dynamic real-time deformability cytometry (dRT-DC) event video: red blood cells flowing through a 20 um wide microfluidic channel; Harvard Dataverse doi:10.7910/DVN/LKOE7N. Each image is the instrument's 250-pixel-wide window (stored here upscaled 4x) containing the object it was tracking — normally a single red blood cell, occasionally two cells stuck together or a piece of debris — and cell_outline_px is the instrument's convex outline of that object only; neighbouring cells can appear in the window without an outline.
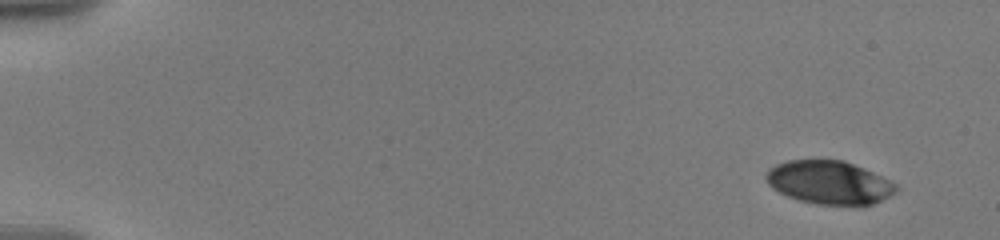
{"species": "human", "species_latin": "Homo sapiens", "temperature_condition": "warm", "stored_images_in_passage": 22, "camera_frame_rate_fps": 3000, "um_per_image_px": 0.085, "donor": {"sex": "male"}, "frame": {"image": 1, "passage_image": 1, "time_ms": 0.0, "image_size_px": [1000, 240], "cell_outline_px": [[900, 188], [896, 192], [872, 204], [860, 208], [856, 208], [816, 204], [800, 200], [788, 196], [772, 188], [768, 184], [764, 176], [768, 168], [776, 164], [788, 160], [844, 160], [864, 168], [896, 184]], "centroid_in_image_um": [70.49, 15.54], "position_along_channel_um": 14.5, "area_um2": 33.41}}
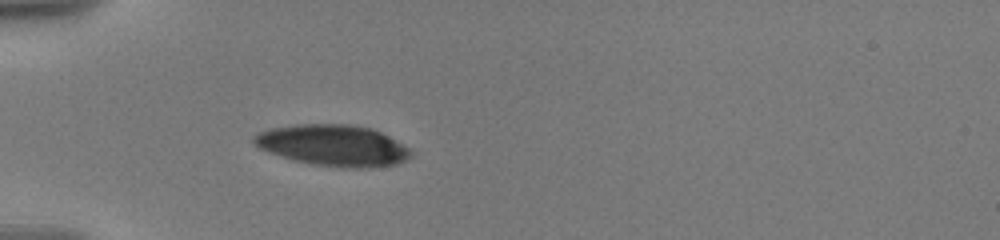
{"frame": {"image": 2, "passage_image": 16, "time_ms": 5.0, "image_size_px": [1000, 240], "cell_outline_px": [[412, 156], [408, 160], [396, 164], [372, 168], [344, 168], [312, 164], [292, 160], [268, 152], [260, 148], [252, 140], [252, 136], [268, 128], [296, 124], [352, 124], [372, 128], [388, 136], [408, 148], [412, 152]], "centroid_in_image_um": [28.31, 12.36], "position_along_channel_um": 56.7, "area_um2": 37.97}}
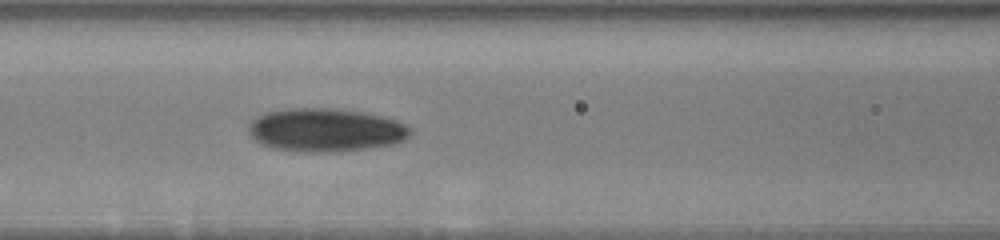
{"frame": {"image": 3, "passage_image": 22, "time_ms": 7.667, "image_size_px": [1000, 240], "cell_outline_px": [[412, 132], [404, 140], [396, 144], [368, 148], [336, 152], [304, 152], [276, 148], [260, 144], [248, 132], [248, 124], [256, 116], [264, 112], [284, 108], [332, 108], [360, 112], [380, 116], [396, 120], [412, 128]], "centroid_in_image_um": [27.66, 11.05], "position_along_channel_um": 138.9, "area_um2": 41.04}}